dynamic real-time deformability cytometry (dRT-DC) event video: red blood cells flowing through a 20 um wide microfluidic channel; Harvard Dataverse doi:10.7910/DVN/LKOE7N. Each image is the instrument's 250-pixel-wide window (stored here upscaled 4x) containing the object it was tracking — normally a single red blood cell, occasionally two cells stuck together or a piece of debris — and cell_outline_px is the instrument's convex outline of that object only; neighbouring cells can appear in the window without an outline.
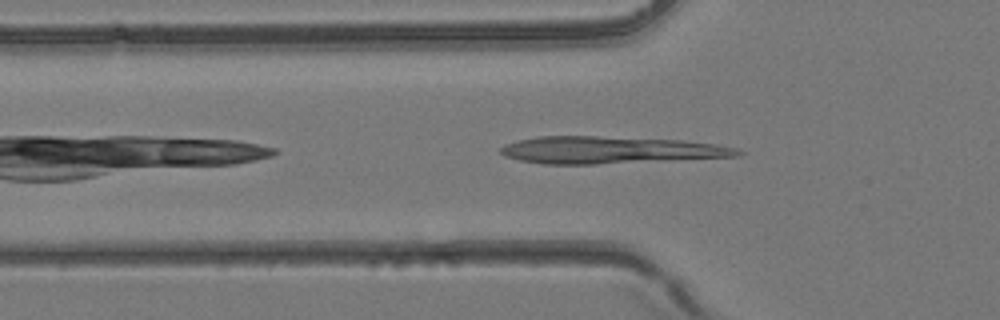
{"species": "common noctule bat (a hibernating species)", "species_latin": "Nyctalus noctula", "temperature_condition": "room temperature", "stored_images_in_passage": 30, "camera_frame_rate_fps": 3000, "um_per_image_px": 0.085, "animal": {"sex": "female", "body_mass_g": 24.6, "forearm_length_mm": 56.2}, "frame": {"image": 1, "passage_image": 2, "time_ms": 0.333, "image_size_px": [1000, 320], "cell_outline_px": [[744, 152], [736, 156], [672, 160], [596, 164], [544, 164], [520, 160], [504, 156], [500, 152], [500, 148], [504, 144], [516, 140], [536, 136], [596, 136], [680, 140], [716, 144], [736, 148]], "centroid_in_image_um": [51.8, 12.75], "position_along_channel_um": 74.0, "area_um2": 37.45}}
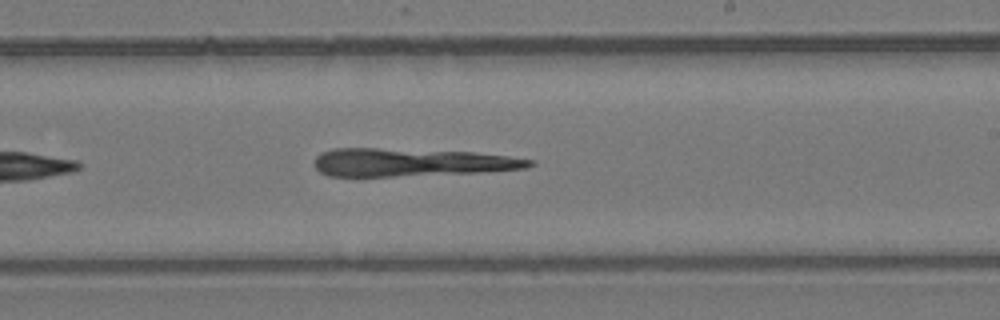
{"frame": {"image": 2, "passage_image": 13, "time_ms": 4.0, "image_size_px": [1000, 320], "cell_outline_px": [[536, 164], [528, 168], [476, 172], [392, 176], [328, 176], [320, 172], [312, 164], [316, 156], [320, 152], [332, 148], [376, 148], [472, 152], [508, 156], [536, 160]], "centroid_in_image_um": [34.91, 13.79], "position_along_channel_um": 254.1, "area_um2": 35.03}}
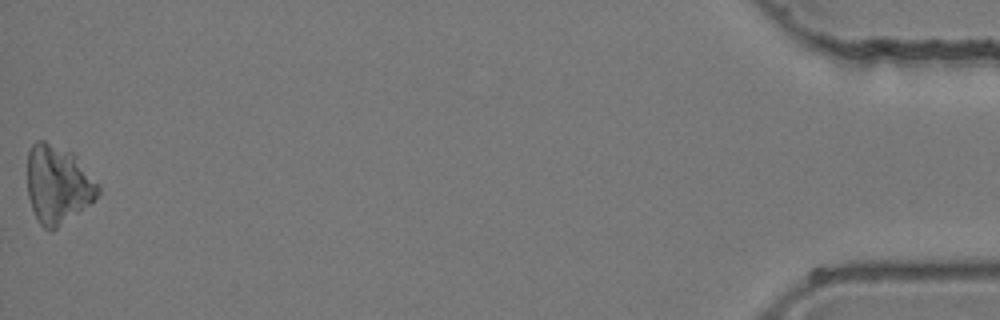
{"frame": {"image": 3, "passage_image": 30, "time_ms": 9.667, "image_size_px": [1000, 320], "cell_outline_px": [[100, 192], [88, 204], [56, 228], [44, 228], [36, 220], [28, 196], [28, 152], [32, 144], [36, 140], [44, 140], [72, 152], [100, 184]], "centroid_in_image_um": [4.9, 15.64], "position_along_channel_um": 430.3, "area_um2": 31.85}}